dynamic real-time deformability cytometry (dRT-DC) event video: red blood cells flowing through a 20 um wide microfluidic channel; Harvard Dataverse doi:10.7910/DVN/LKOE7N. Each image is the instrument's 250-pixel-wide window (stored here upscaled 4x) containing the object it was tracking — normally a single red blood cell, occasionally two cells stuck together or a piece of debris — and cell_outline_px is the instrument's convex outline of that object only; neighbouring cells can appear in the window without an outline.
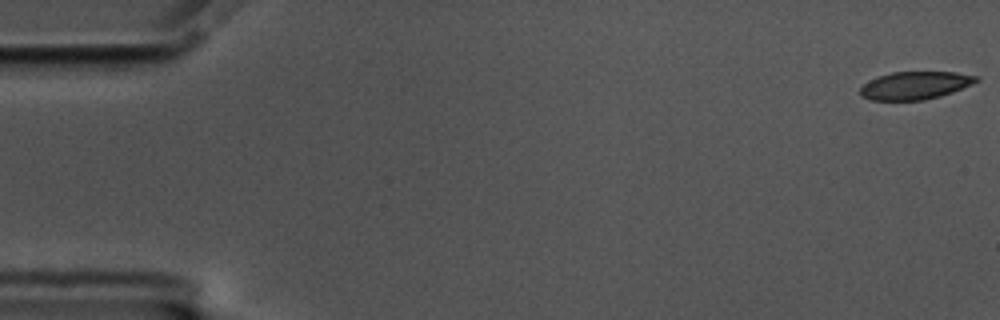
{"species": "common noctule bat (a hibernating species)", "species_latin": "Nyctalus noctula", "temperature_condition": "cold", "stored_images_in_passage": 16, "camera_frame_rate_fps": 3000, "um_per_image_px": 0.085, "animal": {"sex": "male", "body_mass_g": 17.5, "forearm_length_mm": 52.3}, "frame": {"image": 1, "passage_image": 1, "time_ms": 0.0, "image_size_px": [1000, 320], "cell_outline_px": [[980, 80], [972, 84], [952, 92], [940, 96], [924, 100], [872, 100], [860, 96], [860, 88], [864, 84], [876, 76], [892, 72], [956, 72], [980, 76]], "centroid_in_image_um": [77.79, 7.25], "position_along_channel_um": 7.2, "area_um2": 18.9}}
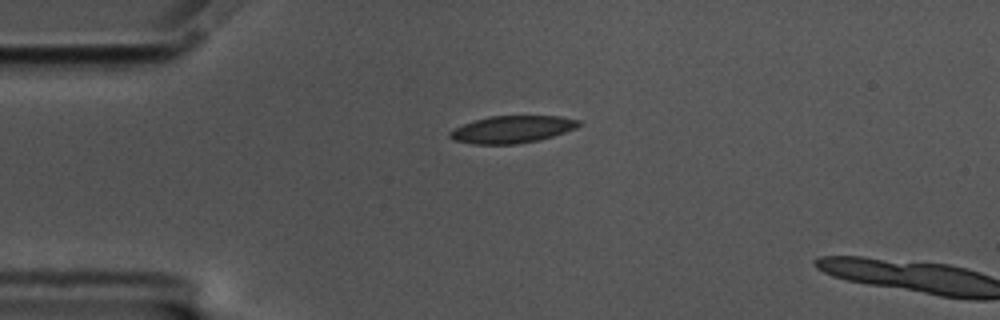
{"frame": {"image": 2, "passage_image": 14, "time_ms": 4.333, "image_size_px": [1000, 320], "cell_outline_px": [[580, 124], [576, 128], [540, 140], [516, 144], [472, 144], [452, 140], [448, 136], [448, 132], [464, 124], [488, 116], [560, 116], [580, 120]], "centroid_in_image_um": [43.51, 11.0], "position_along_channel_um": 41.5, "area_um2": 20.4}}